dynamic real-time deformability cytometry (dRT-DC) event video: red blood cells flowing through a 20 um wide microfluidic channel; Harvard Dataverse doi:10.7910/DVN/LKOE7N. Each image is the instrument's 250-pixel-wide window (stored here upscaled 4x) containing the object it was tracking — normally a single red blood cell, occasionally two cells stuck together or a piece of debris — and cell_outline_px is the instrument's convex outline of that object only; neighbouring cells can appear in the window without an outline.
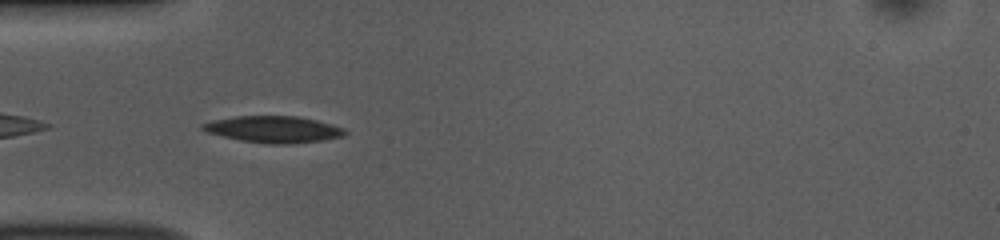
{"species": "common noctule bat (a hibernating species)", "species_latin": "Nyctalus noctula", "temperature_condition": "room temperature", "stored_images_in_passage": 38, "camera_frame_rate_fps": 3000, "um_per_image_px": 0.085, "animal": {"sex": "female", "body_mass_g": 10.0, "forearm_length_mm": 53.1}, "frame": {"image": 1, "passage_image": 2, "time_ms": 0.333, "image_size_px": [1000, 240], "cell_outline_px": [[348, 132], [344, 136], [324, 140], [292, 144], [268, 144], [240, 140], [208, 132], [200, 128], [200, 124], [212, 120], [236, 116], [296, 116], [316, 120], [344, 128]], "centroid_in_image_um": [23.26, 10.99], "position_along_channel_um": 61.7, "area_um2": 22.08}}
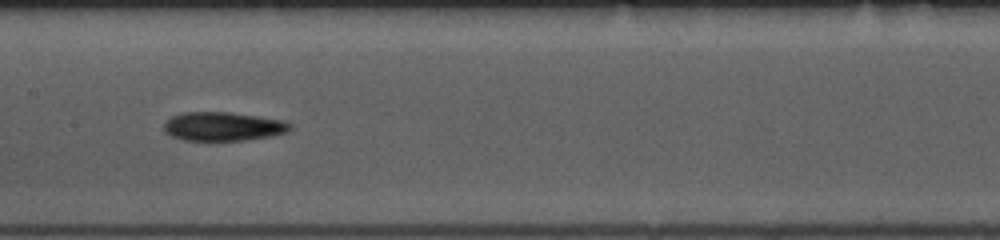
{"frame": {"image": 2, "passage_image": 12, "time_ms": 3.667, "image_size_px": [1000, 240], "cell_outline_px": [[292, 128], [288, 132], [272, 136], [248, 140], [184, 140], [172, 136], [164, 132], [164, 124], [172, 116], [184, 112], [228, 112], [284, 120], [292, 124]], "centroid_in_image_um": [19.0, 10.75], "position_along_channel_um": 188.4, "area_um2": 21.21}}
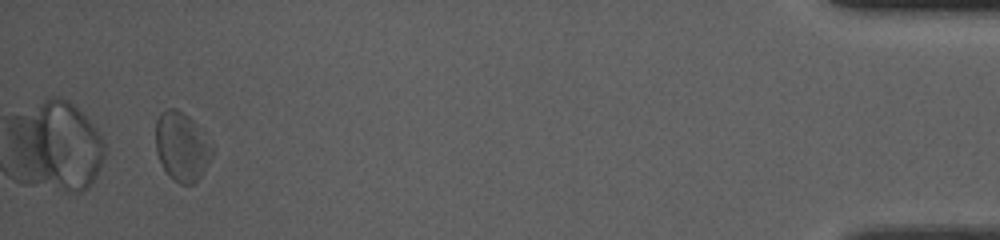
{"frame": {"image": 3, "passage_image": 36, "time_ms": 11.667, "image_size_px": [1000, 240], "cell_outline_px": [[212, 156], [200, 176], [192, 184], [180, 184], [164, 168], [156, 152], [156, 120], [160, 112], [168, 108], [176, 108], [188, 116], [196, 124], [212, 148]], "centroid_in_image_um": [15.42, 12.42], "position_along_channel_um": 419.8, "area_um2": 22.02}, "authors_computed_cell_mechanics": {"area_um2": 21.675, "velocity_mm_per_s": 3.8361, "shape_relaxation_time_tau1_ms": 4.3461, "shape_relaxation_time_tau2_ms": 9.7924, "deformation_change_tau1": 0.0964, "deformation_change_tau2": 0.2254}}